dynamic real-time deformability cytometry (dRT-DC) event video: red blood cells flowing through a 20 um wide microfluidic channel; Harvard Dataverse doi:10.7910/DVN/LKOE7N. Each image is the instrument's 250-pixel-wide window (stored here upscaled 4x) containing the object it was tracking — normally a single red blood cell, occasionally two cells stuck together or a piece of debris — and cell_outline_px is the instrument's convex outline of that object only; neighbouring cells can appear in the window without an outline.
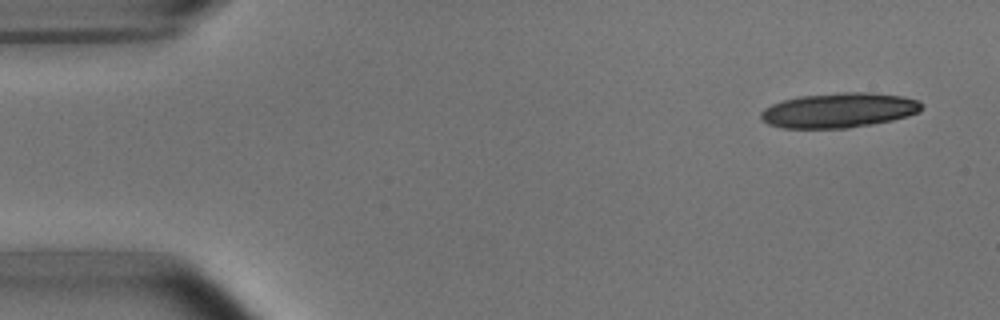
{"species": "common noctule bat (a hibernating species)", "species_latin": "Nyctalus noctula", "temperature_condition": "room temperature", "stored_images_in_passage": 5, "camera_frame_rate_fps": 3000, "um_per_image_px": 0.085, "animal": {"sex": "male", "body_mass_g": 15.6}, "frame": {"image": 1, "passage_image": 1, "time_ms": 0.0, "image_size_px": [1000, 320], "cell_outline_px": [[920, 112], [908, 116], [892, 120], [872, 124], [848, 128], [784, 128], [768, 124], [760, 116], [760, 112], [764, 108], [772, 104], [784, 100], [800, 96], [836, 92], [872, 92], [900, 96], [920, 100]], "centroid_in_image_um": [71.31, 9.37], "position_along_channel_um": 13.7, "area_um2": 32.66}}
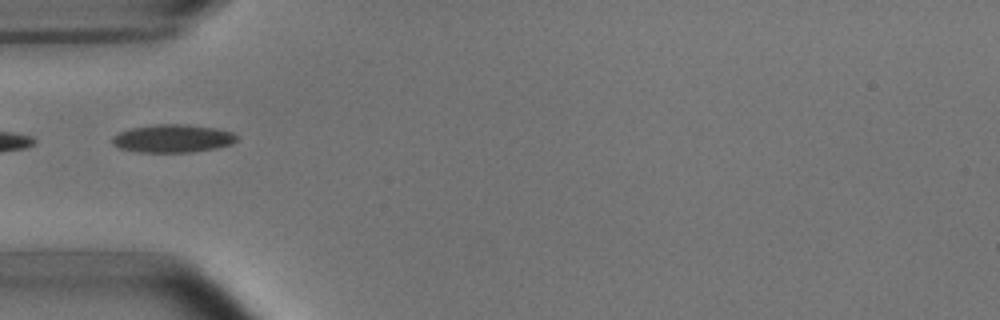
{"frame": {"image": 2, "passage_image": 5, "time_ms": 4.667, "image_size_px": [1000, 320], "cell_outline_px": [[236, 140], [232, 144], [216, 148], [192, 152], [136, 152], [120, 148], [112, 144], [112, 136], [120, 132], [132, 128], [156, 124], [180, 124], [216, 128], [232, 132], [236, 136]], "centroid_in_image_um": [14.66, 11.78], "position_along_channel_um": 70.3, "area_um2": 20.23}}